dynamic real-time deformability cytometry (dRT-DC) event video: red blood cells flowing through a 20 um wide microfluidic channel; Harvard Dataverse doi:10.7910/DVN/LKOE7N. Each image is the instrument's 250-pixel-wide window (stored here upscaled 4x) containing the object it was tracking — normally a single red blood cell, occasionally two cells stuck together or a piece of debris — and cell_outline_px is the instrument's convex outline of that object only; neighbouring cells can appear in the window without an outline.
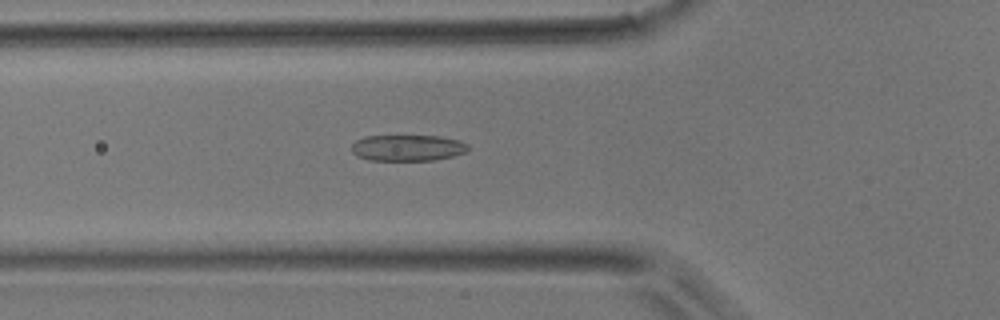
{"species": "common noctule bat (a hibernating species)", "species_latin": "Nyctalus noctula", "temperature_condition": "room temperature", "stored_images_in_passage": 46, "camera_frame_rate_fps": 3000, "um_per_image_px": 0.085, "animal": {"sex": "male", "body_mass_g": 17.9}, "frame": {"image": 1, "passage_image": 17, "time_ms": 5.333, "image_size_px": [1000, 320], "cell_outline_px": [[468, 148], [464, 152], [452, 156], [436, 160], [368, 160], [356, 156], [352, 152], [352, 144], [356, 140], [364, 136], [440, 136], [460, 140], [468, 144]], "centroid_in_image_um": [34.62, 12.56], "position_along_channel_um": 91.2, "area_um2": 17.8}}
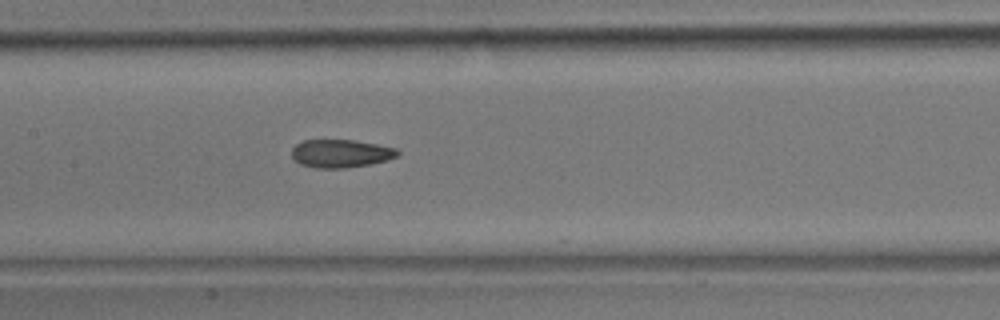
{"frame": {"image": 2, "passage_image": 23, "time_ms": 7.333, "image_size_px": [1000, 320], "cell_outline_px": [[400, 152], [396, 156], [388, 160], [372, 164], [344, 168], [316, 168], [300, 164], [292, 156], [292, 148], [296, 144], [304, 140], [352, 140], [376, 144], [396, 148]], "centroid_in_image_um": [28.97, 13.05], "position_along_channel_um": 178.4, "area_um2": 17.28}}
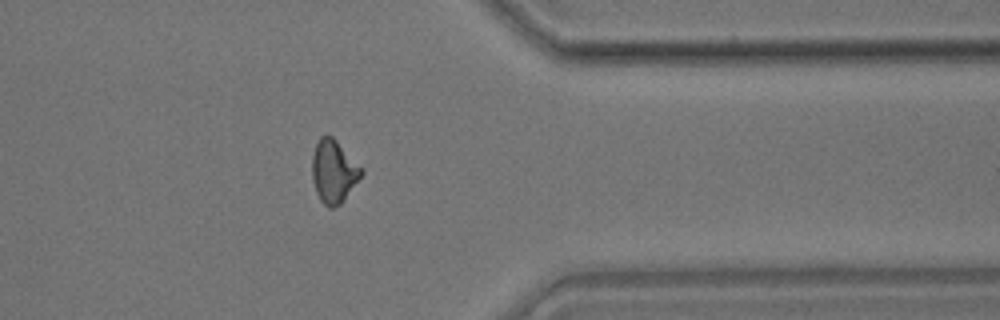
{"frame": {"image": 3, "passage_image": 38, "time_ms": 12.333, "image_size_px": [1000, 320], "cell_outline_px": [[364, 172], [344, 200], [340, 204], [332, 208], [328, 208], [320, 200], [316, 192], [312, 180], [312, 156], [316, 144], [320, 136], [332, 136], [364, 168]], "centroid_in_image_um": [28.37, 14.58], "position_along_channel_um": 383.0, "area_um2": 18.15}}